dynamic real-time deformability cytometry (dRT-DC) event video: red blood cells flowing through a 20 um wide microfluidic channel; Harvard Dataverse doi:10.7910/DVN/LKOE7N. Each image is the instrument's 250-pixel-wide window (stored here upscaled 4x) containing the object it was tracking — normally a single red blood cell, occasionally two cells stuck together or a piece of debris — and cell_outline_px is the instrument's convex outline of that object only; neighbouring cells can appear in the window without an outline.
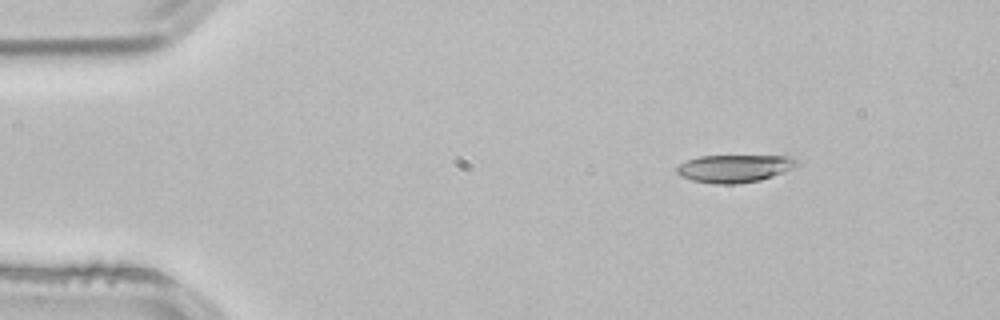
{"species": "common noctule bat (a hibernating species)", "species_latin": "Nyctalus noctula", "temperature_condition": "room temperature", "stored_images_in_passage": 3, "segment_of_instrument_passage": [1, 2], "camera_frame_rate_fps": 3000, "um_per_image_px": 0.085, "animal": {"sex": "male", "body_mass_g": 21.5, "forearm_length_mm": 52.0}, "frame": {"image": 1, "passage_image": 1, "time_ms": 0.0, "image_size_px": [1000, 320], "cell_outline_px": [[796, 164], [792, 168], [784, 172], [760, 180], [736, 184], [712, 184], [692, 180], [680, 176], [676, 172], [676, 168], [680, 164], [688, 160], [700, 156], [792, 156], [796, 160]], "centroid_in_image_um": [62.39, 14.32], "position_along_channel_um": 22.6, "area_um2": 19.25}}